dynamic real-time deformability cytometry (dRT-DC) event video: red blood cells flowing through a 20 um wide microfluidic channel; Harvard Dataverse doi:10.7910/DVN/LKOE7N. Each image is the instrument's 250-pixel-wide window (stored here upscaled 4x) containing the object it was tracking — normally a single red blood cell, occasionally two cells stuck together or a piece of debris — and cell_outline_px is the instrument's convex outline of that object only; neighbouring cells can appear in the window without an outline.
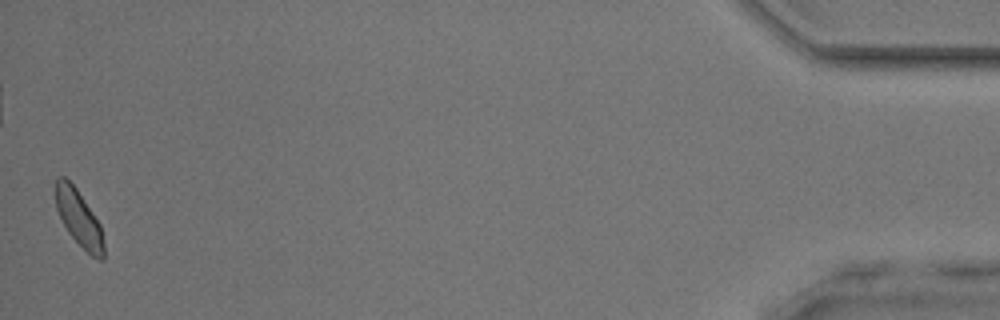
{"species": "common noctule bat (a hibernating species)", "species_latin": "Nyctalus noctula", "temperature_condition": "room temperature", "stored_images_in_passage": 45, "camera_frame_rate_fps": 3000, "um_per_image_px": 0.085, "animal": {"sex": "male", "body_mass_g": 17.9, "forearm_length_mm": 54.2}, "frame": {"image": 1, "passage_image": 45, "time_ms": 14.667, "image_size_px": [1000, 320], "cell_outline_px": [[104, 260], [100, 260], [92, 256], [68, 232], [56, 208], [56, 180], [60, 176], [64, 176], [76, 188], [100, 224], [104, 244]], "centroid_in_image_um": [6.72, 18.56], "position_along_channel_um": 428.5, "area_um2": 15.32}, "authors_computed_cell_mechanics": {"area_um2": 16.5886, "velocity_mm_per_s": 4.1253, "shape_relaxation_time_tau1_ms": 7.9421, "shape_relaxation_time_tau2_ms": 2.0958, "deformation_change_tau1": 0.065, "deformation_change_tau2": 0.0635}}